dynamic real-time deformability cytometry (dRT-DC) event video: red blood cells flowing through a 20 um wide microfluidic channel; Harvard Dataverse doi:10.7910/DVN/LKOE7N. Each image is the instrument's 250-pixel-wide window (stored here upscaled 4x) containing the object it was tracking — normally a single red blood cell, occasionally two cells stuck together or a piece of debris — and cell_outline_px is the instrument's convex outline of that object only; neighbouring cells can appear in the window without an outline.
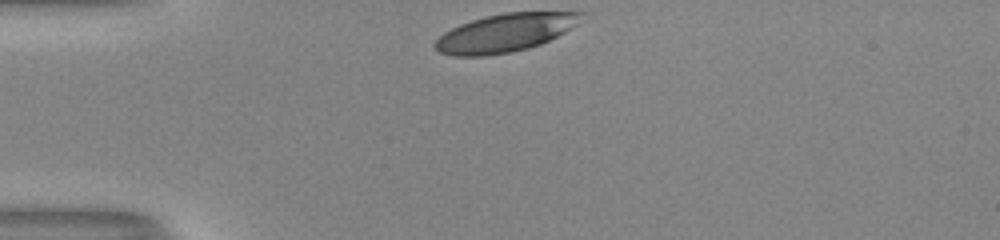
{"species": "human", "species_latin": "Homo sapiens", "temperature_condition": "room temperature", "stored_images_in_passage": 30, "camera_frame_rate_fps": 3000, "um_per_image_px": 0.085, "donor": {"sex": "male"}, "frame": {"image": 1, "passage_image": 1, "time_ms": 0.0, "image_size_px": [1000, 240], "cell_outline_px": [[588, 20], [540, 44], [528, 48], [512, 52], [484, 56], [456, 56], [440, 52], [432, 44], [444, 32], [460, 24], [484, 16], [504, 12], [588, 12]], "centroid_in_image_um": [43.02, 2.77], "position_along_channel_um": 42.0, "area_um2": 32.83}}
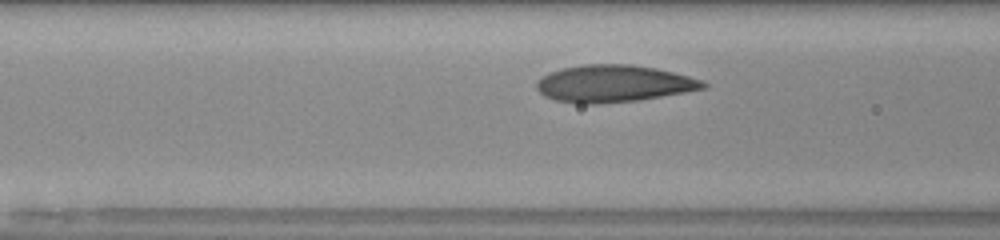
{"frame": {"image": 2, "passage_image": 9, "time_ms": 2.667, "image_size_px": [1000, 240], "cell_outline_px": [[708, 88], [640, 100], [600, 104], [580, 104], [556, 100], [544, 96], [536, 88], [536, 80], [552, 72], [564, 68], [584, 64], [632, 64], [656, 68], [704, 80], [708, 84]], "centroid_in_image_um": [52.19, 7.11], "position_along_channel_um": 114.4, "area_um2": 36.13}}
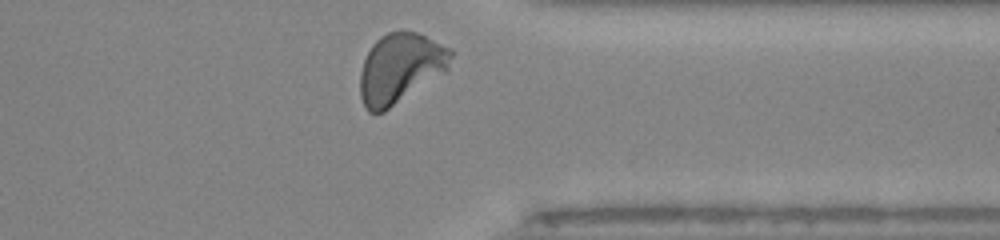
{"frame": {"image": 3, "passage_image": 29, "time_ms": 9.333, "image_size_px": [1000, 240], "cell_outline_px": [[452, 56], [448, 68], [444, 72], [384, 112], [368, 112], [364, 108], [360, 96], [360, 72], [364, 60], [372, 44], [380, 36], [388, 32], [416, 32], [452, 48]], "centroid_in_image_um": [34.0, 5.8], "position_along_channel_um": 377.4, "area_um2": 36.7}, "authors_computed_cell_mechanics": {"area_um2": 34.9979, "velocity_mm_per_s": 4.0045, "shape_relaxation_time_tau1_ms": 3.3684, "shape_relaxation_time_tau2_ms": null, "deformation_change_tau1": 0.1553, "deformation_change_tau2": null}}